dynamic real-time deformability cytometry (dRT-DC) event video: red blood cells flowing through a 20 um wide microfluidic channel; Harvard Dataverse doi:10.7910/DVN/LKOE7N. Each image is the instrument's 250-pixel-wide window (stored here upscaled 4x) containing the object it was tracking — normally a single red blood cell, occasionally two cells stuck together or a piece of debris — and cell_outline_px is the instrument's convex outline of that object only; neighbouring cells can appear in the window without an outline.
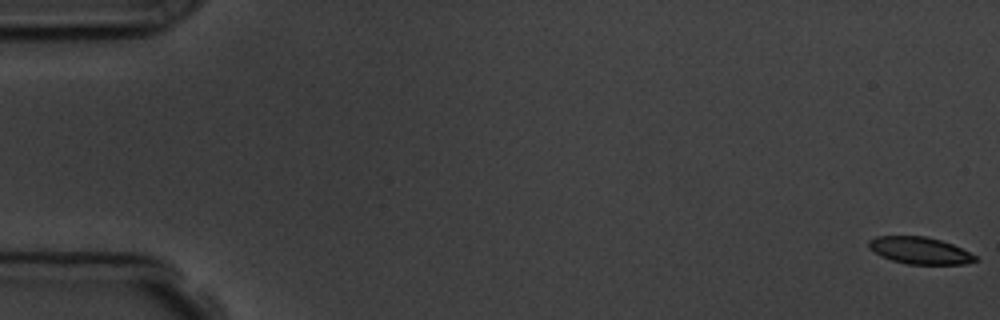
{"species": "common noctule bat (a hibernating species)", "species_latin": "Nyctalus noctula", "temperature_condition": "room temperature", "stored_images_in_passage": 58, "camera_frame_rate_fps": 3000, "um_per_image_px": 0.085, "animal": {"sex": "male", "body_mass_g": 19.5, "forearm_length_mm": 54.6}, "frame": {"image": 1, "passage_image": 1, "time_ms": 0.0, "image_size_px": [1000, 320], "cell_outline_px": [[980, 260], [964, 264], [908, 264], [892, 260], [880, 256], [868, 248], [868, 240], [876, 236], [928, 236], [952, 244], [976, 256]], "centroid_in_image_um": [78.15, 21.29], "position_along_channel_um": 6.8, "area_um2": 16.76}}
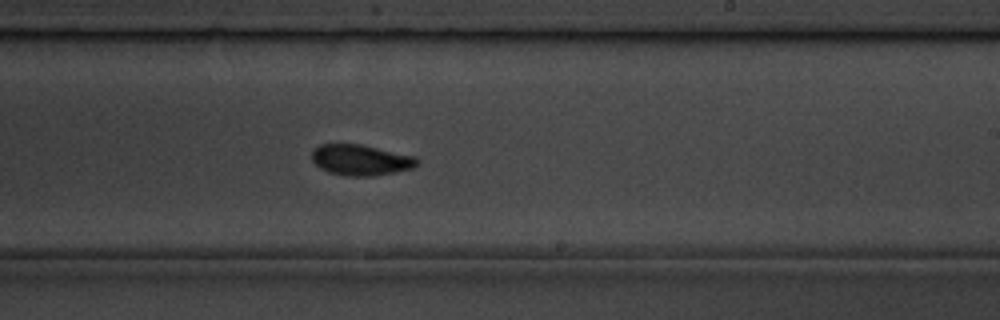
{"frame": {"image": 2, "passage_image": 35, "time_ms": 11.333, "image_size_px": [1000, 320], "cell_outline_px": [[420, 160], [412, 168], [396, 172], [376, 176], [344, 176], [328, 172], [320, 168], [312, 160], [312, 148], [320, 144], [364, 144], [416, 156]], "centroid_in_image_um": [30.67, 13.59], "position_along_channel_um": 258.3, "area_um2": 19.25}}
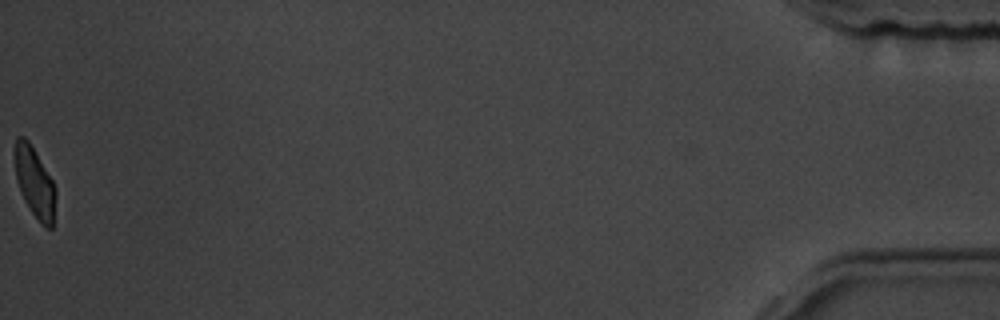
{"frame": {"image": 3, "passage_image": 58, "time_ms": 19.0, "image_size_px": [1000, 320], "cell_outline_px": [[56, 196], [52, 228], [44, 228], [40, 224], [24, 200], [16, 180], [12, 156], [12, 152], [16, 136], [24, 136], [28, 140], [52, 180], [56, 188]], "centroid_in_image_um": [2.9, 15.47], "position_along_channel_um": 432.3, "area_um2": 17.11}, "authors_computed_cell_mechanics": {"area_um2": 18.6116, "velocity_mm_per_s": 3.5983, "shape_relaxation_time_tau1_ms": 3.8087, "shape_relaxation_time_tau2_ms": 1.8442, "deformation_change_tau1": 0.1093, "deformation_change_tau2": 0.0601}}